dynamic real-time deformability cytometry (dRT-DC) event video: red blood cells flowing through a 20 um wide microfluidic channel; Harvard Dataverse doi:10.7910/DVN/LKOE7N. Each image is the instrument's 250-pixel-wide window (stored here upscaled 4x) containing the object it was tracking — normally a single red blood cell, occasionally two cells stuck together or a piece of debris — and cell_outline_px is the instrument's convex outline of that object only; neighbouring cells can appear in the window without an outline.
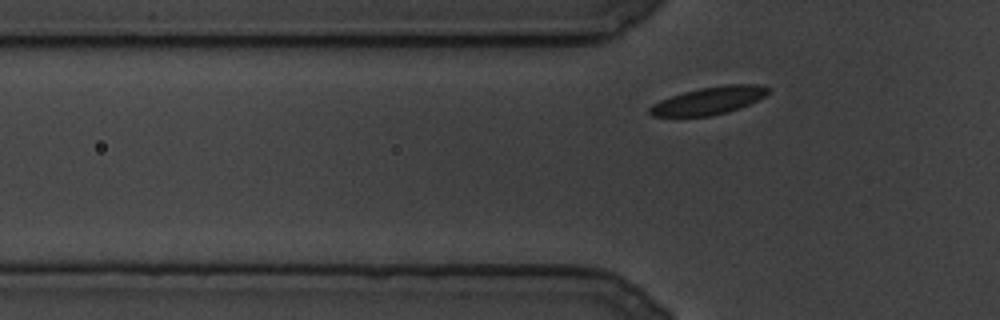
{"species": "common noctule bat (a hibernating species)", "species_latin": "Nyctalus noctula", "temperature_condition": "cold", "stored_images_in_passage": 89, "camera_frame_rate_fps": 3000, "um_per_image_px": 0.085, "animal": {"sex": "male", "body_mass_g": 19.5, "forearm_length_mm": 54.6}, "frame": {"image": 1, "passage_image": 11, "time_ms": 3.333, "image_size_px": [1000, 320], "cell_outline_px": [[768, 92], [764, 96], [740, 108], [728, 112], [712, 116], [652, 116], [648, 112], [648, 108], [652, 104], [660, 100], [684, 92], [700, 88], [728, 84], [756, 84], [768, 88]], "centroid_in_image_um": [60.22, 8.56], "position_along_channel_um": 65.6, "area_um2": 18.84}}
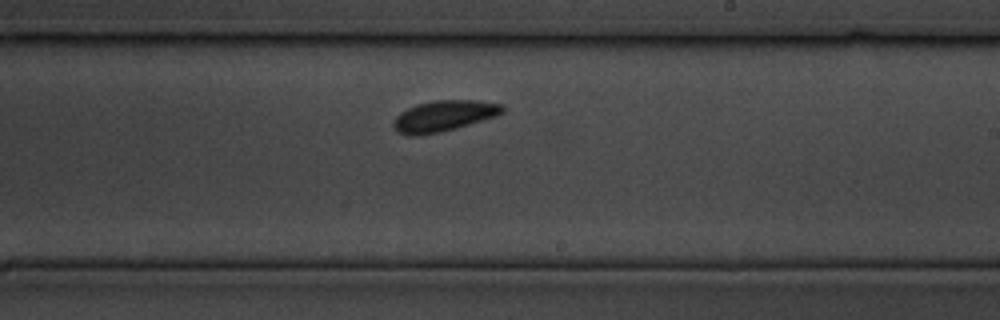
{"frame": {"image": 2, "passage_image": 45, "time_ms": 14.667, "image_size_px": [1000, 320], "cell_outline_px": [[504, 112], [496, 116], [456, 128], [440, 132], [420, 136], [408, 136], [396, 132], [392, 128], [392, 124], [396, 116], [400, 112], [416, 104], [436, 100], [476, 100], [504, 104]], "centroid_in_image_um": [37.69, 9.86], "position_along_channel_um": 251.3, "area_um2": 19.88}}
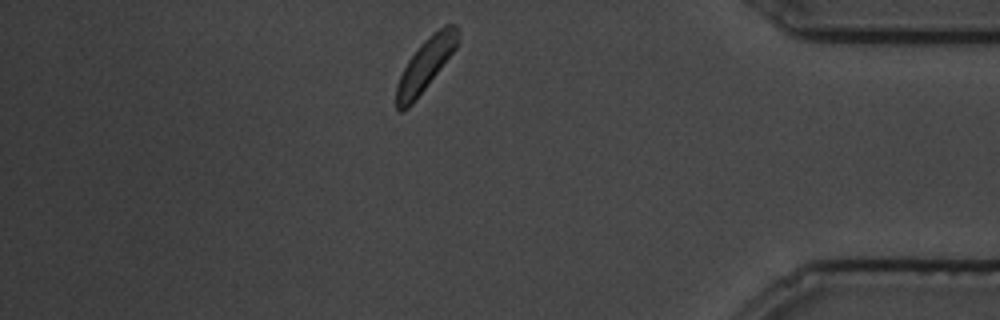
{"frame": {"image": 3, "passage_image": 77, "time_ms": 25.333, "image_size_px": [1000, 320], "cell_outline_px": [[460, 32], [456, 48], [416, 100], [408, 108], [400, 112], [396, 108], [396, 84], [408, 60], [420, 44], [428, 36], [444, 24], [456, 24]], "centroid_in_image_um": [36.17, 5.48], "position_along_channel_um": 399.0, "area_um2": 18.67}}